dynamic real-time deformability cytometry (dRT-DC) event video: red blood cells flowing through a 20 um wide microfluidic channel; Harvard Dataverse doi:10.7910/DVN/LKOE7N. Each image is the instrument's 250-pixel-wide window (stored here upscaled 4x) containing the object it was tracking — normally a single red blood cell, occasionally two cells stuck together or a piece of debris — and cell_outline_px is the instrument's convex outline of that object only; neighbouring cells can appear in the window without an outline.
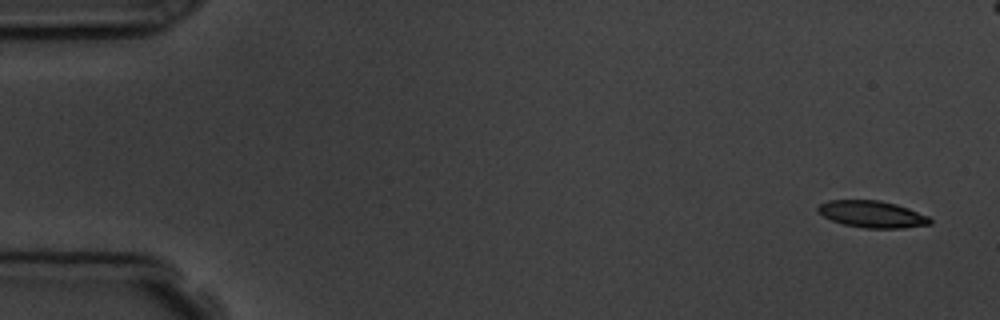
{"species": "common noctule bat (a hibernating species)", "species_latin": "Nyctalus noctula", "temperature_condition": "room temperature", "stored_images_in_passage": 6, "camera_frame_rate_fps": 3000, "um_per_image_px": 0.085, "animal": {"sex": "male", "body_mass_g": 19.5, "forearm_length_mm": 54.6}, "frame": {"image": 1, "passage_image": 1, "time_ms": 0.0, "image_size_px": [1000, 320], "cell_outline_px": [[932, 224], [904, 228], [864, 228], [844, 224], [832, 220], [816, 212], [816, 208], [820, 204], [828, 200], [880, 200], [896, 204], [908, 208], [928, 216], [932, 220]], "centroid_in_image_um": [74.13, 18.2], "position_along_channel_um": 10.9, "area_um2": 17.57}}